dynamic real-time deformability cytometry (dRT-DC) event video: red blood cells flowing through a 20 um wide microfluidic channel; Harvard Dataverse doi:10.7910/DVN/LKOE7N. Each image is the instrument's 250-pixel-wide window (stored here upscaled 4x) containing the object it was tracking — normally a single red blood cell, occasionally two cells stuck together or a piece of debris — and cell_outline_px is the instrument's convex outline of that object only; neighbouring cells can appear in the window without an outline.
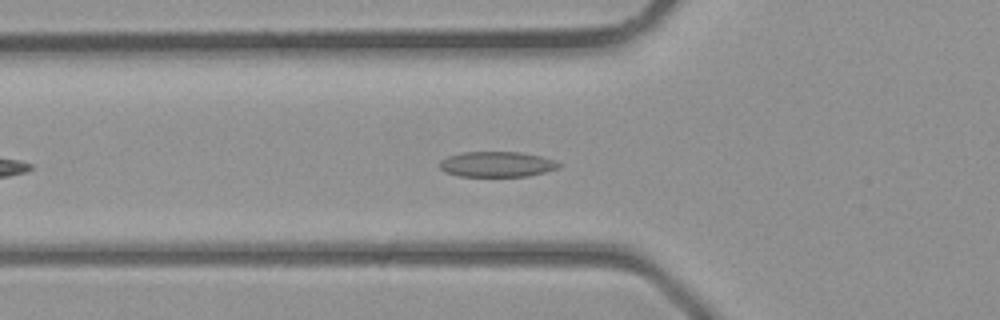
{"species": "common noctule bat (a hibernating species)", "species_latin": "Nyctalus noctula", "temperature_condition": "room temperature", "stored_images_in_passage": 27, "camera_frame_rate_fps": 3000, "um_per_image_px": 0.085, "animal": {"sex": "male", "body_mass_g": 23.1, "forearm_length_mm": 52.7}, "frame": {"image": 1, "passage_image": 7, "time_ms": 2.0, "image_size_px": [1000, 320], "cell_outline_px": [[560, 168], [528, 176], [460, 176], [444, 172], [440, 168], [440, 160], [448, 156], [464, 152], [520, 152], [540, 156], [556, 160], [560, 164]], "centroid_in_image_um": [42.24, 13.96], "position_along_channel_um": 83.6, "area_um2": 17.63}}
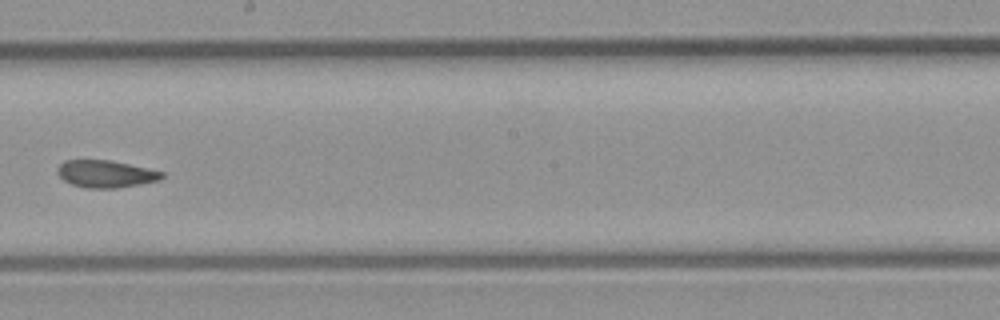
{"frame": {"image": 2, "passage_image": 16, "time_ms": 5.0, "image_size_px": [1000, 320], "cell_outline_px": [[164, 176], [160, 180], [140, 184], [116, 188], [84, 188], [72, 184], [64, 180], [56, 172], [60, 164], [64, 160], [108, 160], [128, 164], [164, 172]], "centroid_in_image_um": [8.98, 14.78], "position_along_channel_um": 239.2, "area_um2": 16.47}}
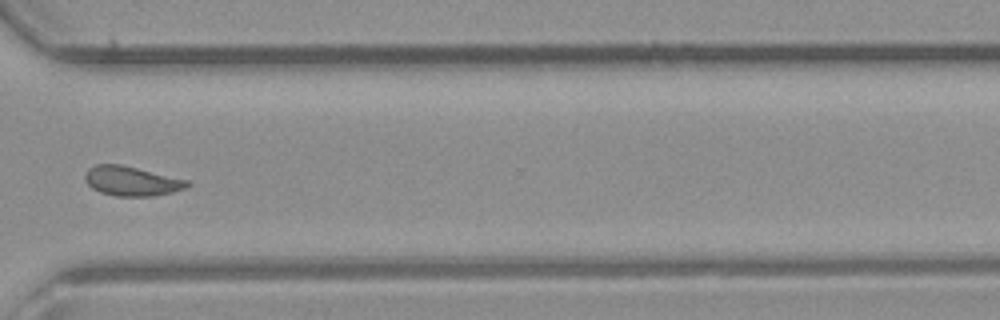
{"frame": {"image": 3, "passage_image": 23, "time_ms": 7.333, "image_size_px": [1000, 320], "cell_outline_px": [[192, 184], [184, 188], [172, 192], [152, 196], [116, 196], [100, 192], [92, 188], [84, 180], [84, 172], [88, 168], [96, 164], [120, 164], [188, 180]], "centroid_in_image_um": [11.15, 15.39], "position_along_channel_um": 359.5, "area_um2": 17.57}}